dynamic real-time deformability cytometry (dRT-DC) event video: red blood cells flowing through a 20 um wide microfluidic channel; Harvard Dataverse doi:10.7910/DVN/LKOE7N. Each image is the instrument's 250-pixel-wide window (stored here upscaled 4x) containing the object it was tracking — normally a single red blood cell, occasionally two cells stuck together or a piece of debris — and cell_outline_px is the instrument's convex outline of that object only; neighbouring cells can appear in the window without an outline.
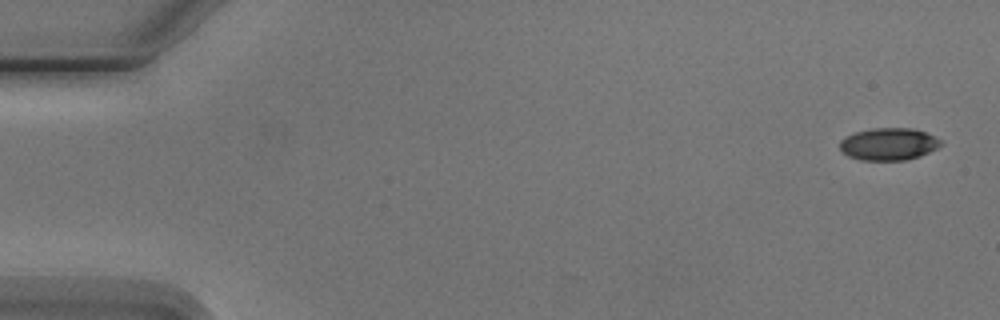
{"species": "Egyptian fruit bat (a non-hibernating species)", "species_latin": "Rousettus aegyptiacus", "temperature_condition": "cold", "stored_images_in_passage": 2, "segment_of_instrument_passage": [2, 2], "camera_frame_rate_fps": 3000, "um_per_image_px": 0.085, "animal": {"sex": "male"}, "frame": {"image": 1, "passage_image": 2, "time_ms": 2.0, "image_size_px": [1000, 320], "cell_outline_px": [[940, 144], [936, 148], [920, 156], [904, 160], [860, 160], [848, 156], [840, 148], [840, 140], [844, 136], [856, 132], [872, 128], [912, 128], [924, 132], [940, 140]], "centroid_in_image_um": [75.48, 12.24], "position_along_channel_um": 9.5, "area_um2": 18.79}}